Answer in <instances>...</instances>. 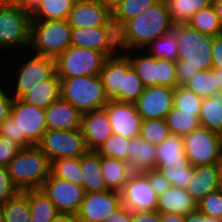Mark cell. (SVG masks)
<instances>
[{"label":"cell","instance_id":"obj_1","mask_svg":"<svg viewBox=\"0 0 222 222\" xmlns=\"http://www.w3.org/2000/svg\"><path fill=\"white\" fill-rule=\"evenodd\" d=\"M174 29L166 0H158L118 29V44L123 53L141 51L157 38Z\"/></svg>","mask_w":222,"mask_h":222},{"label":"cell","instance_id":"obj_2","mask_svg":"<svg viewBox=\"0 0 222 222\" xmlns=\"http://www.w3.org/2000/svg\"><path fill=\"white\" fill-rule=\"evenodd\" d=\"M178 39L176 77L185 85L199 70L212 69L213 36L203 34L188 24L174 25Z\"/></svg>","mask_w":222,"mask_h":222},{"label":"cell","instance_id":"obj_3","mask_svg":"<svg viewBox=\"0 0 222 222\" xmlns=\"http://www.w3.org/2000/svg\"><path fill=\"white\" fill-rule=\"evenodd\" d=\"M50 167L51 162L36 145L22 148L7 165L12 182L20 191L41 189Z\"/></svg>","mask_w":222,"mask_h":222},{"label":"cell","instance_id":"obj_4","mask_svg":"<svg viewBox=\"0 0 222 222\" xmlns=\"http://www.w3.org/2000/svg\"><path fill=\"white\" fill-rule=\"evenodd\" d=\"M60 80V98L81 114L104 108L110 101L100 75L77 76Z\"/></svg>","mask_w":222,"mask_h":222},{"label":"cell","instance_id":"obj_5","mask_svg":"<svg viewBox=\"0 0 222 222\" xmlns=\"http://www.w3.org/2000/svg\"><path fill=\"white\" fill-rule=\"evenodd\" d=\"M71 34L67 20H31L29 48L36 55L56 59L71 46Z\"/></svg>","mask_w":222,"mask_h":222},{"label":"cell","instance_id":"obj_6","mask_svg":"<svg viewBox=\"0 0 222 222\" xmlns=\"http://www.w3.org/2000/svg\"><path fill=\"white\" fill-rule=\"evenodd\" d=\"M107 58L103 52L71 45L55 59L56 75L59 79L100 75Z\"/></svg>","mask_w":222,"mask_h":222},{"label":"cell","instance_id":"obj_7","mask_svg":"<svg viewBox=\"0 0 222 222\" xmlns=\"http://www.w3.org/2000/svg\"><path fill=\"white\" fill-rule=\"evenodd\" d=\"M30 24L31 14L16 2L0 1V50L29 47Z\"/></svg>","mask_w":222,"mask_h":222},{"label":"cell","instance_id":"obj_8","mask_svg":"<svg viewBox=\"0 0 222 222\" xmlns=\"http://www.w3.org/2000/svg\"><path fill=\"white\" fill-rule=\"evenodd\" d=\"M10 117L16 122L17 144L22 148L37 145L47 131L45 109L13 98Z\"/></svg>","mask_w":222,"mask_h":222},{"label":"cell","instance_id":"obj_9","mask_svg":"<svg viewBox=\"0 0 222 222\" xmlns=\"http://www.w3.org/2000/svg\"><path fill=\"white\" fill-rule=\"evenodd\" d=\"M184 152L192 166L218 164L222 160V136L200 126L183 136Z\"/></svg>","mask_w":222,"mask_h":222},{"label":"cell","instance_id":"obj_10","mask_svg":"<svg viewBox=\"0 0 222 222\" xmlns=\"http://www.w3.org/2000/svg\"><path fill=\"white\" fill-rule=\"evenodd\" d=\"M36 146L50 162L61 158L80 157L88 150L80 129H47Z\"/></svg>","mask_w":222,"mask_h":222},{"label":"cell","instance_id":"obj_11","mask_svg":"<svg viewBox=\"0 0 222 222\" xmlns=\"http://www.w3.org/2000/svg\"><path fill=\"white\" fill-rule=\"evenodd\" d=\"M71 45L97 50L107 57L115 56L119 50L118 29L115 25L72 28Z\"/></svg>","mask_w":222,"mask_h":222},{"label":"cell","instance_id":"obj_12","mask_svg":"<svg viewBox=\"0 0 222 222\" xmlns=\"http://www.w3.org/2000/svg\"><path fill=\"white\" fill-rule=\"evenodd\" d=\"M41 189L54 203L59 213L76 215L84 199L85 191L82 186L55 177L51 173Z\"/></svg>","mask_w":222,"mask_h":222},{"label":"cell","instance_id":"obj_13","mask_svg":"<svg viewBox=\"0 0 222 222\" xmlns=\"http://www.w3.org/2000/svg\"><path fill=\"white\" fill-rule=\"evenodd\" d=\"M29 61L21 62L17 69V83L12 98L20 99L38 83L51 79L56 74L55 59L33 55Z\"/></svg>","mask_w":222,"mask_h":222},{"label":"cell","instance_id":"obj_14","mask_svg":"<svg viewBox=\"0 0 222 222\" xmlns=\"http://www.w3.org/2000/svg\"><path fill=\"white\" fill-rule=\"evenodd\" d=\"M121 205L119 191L87 192L76 215L79 222H105L106 218Z\"/></svg>","mask_w":222,"mask_h":222},{"label":"cell","instance_id":"obj_15","mask_svg":"<svg viewBox=\"0 0 222 222\" xmlns=\"http://www.w3.org/2000/svg\"><path fill=\"white\" fill-rule=\"evenodd\" d=\"M157 196L142 172H133L121 191L122 205L130 211H155Z\"/></svg>","mask_w":222,"mask_h":222},{"label":"cell","instance_id":"obj_16","mask_svg":"<svg viewBox=\"0 0 222 222\" xmlns=\"http://www.w3.org/2000/svg\"><path fill=\"white\" fill-rule=\"evenodd\" d=\"M174 88L152 86L144 88L135 107L142 120L165 119L173 108Z\"/></svg>","mask_w":222,"mask_h":222},{"label":"cell","instance_id":"obj_17","mask_svg":"<svg viewBox=\"0 0 222 222\" xmlns=\"http://www.w3.org/2000/svg\"><path fill=\"white\" fill-rule=\"evenodd\" d=\"M112 133L131 139L140 136L141 122L135 104L110 100L105 106Z\"/></svg>","mask_w":222,"mask_h":222},{"label":"cell","instance_id":"obj_18","mask_svg":"<svg viewBox=\"0 0 222 222\" xmlns=\"http://www.w3.org/2000/svg\"><path fill=\"white\" fill-rule=\"evenodd\" d=\"M67 21L72 28L115 25L112 12L98 0H76Z\"/></svg>","mask_w":222,"mask_h":222},{"label":"cell","instance_id":"obj_19","mask_svg":"<svg viewBox=\"0 0 222 222\" xmlns=\"http://www.w3.org/2000/svg\"><path fill=\"white\" fill-rule=\"evenodd\" d=\"M80 130L86 148L95 151L113 134L104 108L82 114Z\"/></svg>","mask_w":222,"mask_h":222},{"label":"cell","instance_id":"obj_20","mask_svg":"<svg viewBox=\"0 0 222 222\" xmlns=\"http://www.w3.org/2000/svg\"><path fill=\"white\" fill-rule=\"evenodd\" d=\"M46 126L51 130H75L81 127L82 114L59 98L45 109Z\"/></svg>","mask_w":222,"mask_h":222},{"label":"cell","instance_id":"obj_21","mask_svg":"<svg viewBox=\"0 0 222 222\" xmlns=\"http://www.w3.org/2000/svg\"><path fill=\"white\" fill-rule=\"evenodd\" d=\"M218 189V164L193 166V174L186 192L196 203Z\"/></svg>","mask_w":222,"mask_h":222},{"label":"cell","instance_id":"obj_22","mask_svg":"<svg viewBox=\"0 0 222 222\" xmlns=\"http://www.w3.org/2000/svg\"><path fill=\"white\" fill-rule=\"evenodd\" d=\"M197 209V203L186 189L171 186L157 196L156 210L159 213H176L187 215Z\"/></svg>","mask_w":222,"mask_h":222},{"label":"cell","instance_id":"obj_23","mask_svg":"<svg viewBox=\"0 0 222 222\" xmlns=\"http://www.w3.org/2000/svg\"><path fill=\"white\" fill-rule=\"evenodd\" d=\"M80 166L83 176V188L87 192H102L109 190L105 184L102 169L101 155L95 150H87L80 156Z\"/></svg>","mask_w":222,"mask_h":222},{"label":"cell","instance_id":"obj_24","mask_svg":"<svg viewBox=\"0 0 222 222\" xmlns=\"http://www.w3.org/2000/svg\"><path fill=\"white\" fill-rule=\"evenodd\" d=\"M128 145V164L132 172H144L156 168V145L140 136L129 139Z\"/></svg>","mask_w":222,"mask_h":222},{"label":"cell","instance_id":"obj_25","mask_svg":"<svg viewBox=\"0 0 222 222\" xmlns=\"http://www.w3.org/2000/svg\"><path fill=\"white\" fill-rule=\"evenodd\" d=\"M156 170L171 184V186L186 189L193 174V166L188 158L173 160H156Z\"/></svg>","mask_w":222,"mask_h":222},{"label":"cell","instance_id":"obj_26","mask_svg":"<svg viewBox=\"0 0 222 222\" xmlns=\"http://www.w3.org/2000/svg\"><path fill=\"white\" fill-rule=\"evenodd\" d=\"M100 78L110 100H114L122 91L123 53L108 57L104 61Z\"/></svg>","mask_w":222,"mask_h":222},{"label":"cell","instance_id":"obj_27","mask_svg":"<svg viewBox=\"0 0 222 222\" xmlns=\"http://www.w3.org/2000/svg\"><path fill=\"white\" fill-rule=\"evenodd\" d=\"M101 169L107 188L119 192L133 173L128 162L105 156H101Z\"/></svg>","mask_w":222,"mask_h":222},{"label":"cell","instance_id":"obj_28","mask_svg":"<svg viewBox=\"0 0 222 222\" xmlns=\"http://www.w3.org/2000/svg\"><path fill=\"white\" fill-rule=\"evenodd\" d=\"M60 98V80L55 74L51 79L41 81L20 99L37 108L46 109Z\"/></svg>","mask_w":222,"mask_h":222},{"label":"cell","instance_id":"obj_29","mask_svg":"<svg viewBox=\"0 0 222 222\" xmlns=\"http://www.w3.org/2000/svg\"><path fill=\"white\" fill-rule=\"evenodd\" d=\"M29 199L31 222H51L59 211L42 189L22 191Z\"/></svg>","mask_w":222,"mask_h":222},{"label":"cell","instance_id":"obj_30","mask_svg":"<svg viewBox=\"0 0 222 222\" xmlns=\"http://www.w3.org/2000/svg\"><path fill=\"white\" fill-rule=\"evenodd\" d=\"M199 121L202 127L222 136V93L203 99Z\"/></svg>","mask_w":222,"mask_h":222},{"label":"cell","instance_id":"obj_31","mask_svg":"<svg viewBox=\"0 0 222 222\" xmlns=\"http://www.w3.org/2000/svg\"><path fill=\"white\" fill-rule=\"evenodd\" d=\"M144 88L142 80L132 68L128 58L123 54L122 91L114 101L134 104Z\"/></svg>","mask_w":222,"mask_h":222},{"label":"cell","instance_id":"obj_32","mask_svg":"<svg viewBox=\"0 0 222 222\" xmlns=\"http://www.w3.org/2000/svg\"><path fill=\"white\" fill-rule=\"evenodd\" d=\"M124 55L128 58L132 68L142 80L145 88L157 86L158 58L150 55L149 52L145 55L133 56L128 52V50L124 53Z\"/></svg>","mask_w":222,"mask_h":222},{"label":"cell","instance_id":"obj_33","mask_svg":"<svg viewBox=\"0 0 222 222\" xmlns=\"http://www.w3.org/2000/svg\"><path fill=\"white\" fill-rule=\"evenodd\" d=\"M174 25L187 24L191 17L212 4L213 0H166Z\"/></svg>","mask_w":222,"mask_h":222},{"label":"cell","instance_id":"obj_34","mask_svg":"<svg viewBox=\"0 0 222 222\" xmlns=\"http://www.w3.org/2000/svg\"><path fill=\"white\" fill-rule=\"evenodd\" d=\"M76 0H41L31 20H67Z\"/></svg>","mask_w":222,"mask_h":222},{"label":"cell","instance_id":"obj_35","mask_svg":"<svg viewBox=\"0 0 222 222\" xmlns=\"http://www.w3.org/2000/svg\"><path fill=\"white\" fill-rule=\"evenodd\" d=\"M2 222H31L29 199L22 191L2 204Z\"/></svg>","mask_w":222,"mask_h":222},{"label":"cell","instance_id":"obj_36","mask_svg":"<svg viewBox=\"0 0 222 222\" xmlns=\"http://www.w3.org/2000/svg\"><path fill=\"white\" fill-rule=\"evenodd\" d=\"M50 173L78 186H83V176L80 166V157H68L53 160Z\"/></svg>","mask_w":222,"mask_h":222},{"label":"cell","instance_id":"obj_37","mask_svg":"<svg viewBox=\"0 0 222 222\" xmlns=\"http://www.w3.org/2000/svg\"><path fill=\"white\" fill-rule=\"evenodd\" d=\"M165 120L170 133L174 135L184 136L201 126L199 116L182 112V110L174 107L167 114Z\"/></svg>","mask_w":222,"mask_h":222},{"label":"cell","instance_id":"obj_38","mask_svg":"<svg viewBox=\"0 0 222 222\" xmlns=\"http://www.w3.org/2000/svg\"><path fill=\"white\" fill-rule=\"evenodd\" d=\"M187 24L193 29L213 37L222 34V28L212 4L195 13Z\"/></svg>","mask_w":222,"mask_h":222},{"label":"cell","instance_id":"obj_39","mask_svg":"<svg viewBox=\"0 0 222 222\" xmlns=\"http://www.w3.org/2000/svg\"><path fill=\"white\" fill-rule=\"evenodd\" d=\"M158 0H122L112 11V21L119 29L126 21L136 17Z\"/></svg>","mask_w":222,"mask_h":222},{"label":"cell","instance_id":"obj_40","mask_svg":"<svg viewBox=\"0 0 222 222\" xmlns=\"http://www.w3.org/2000/svg\"><path fill=\"white\" fill-rule=\"evenodd\" d=\"M184 86L202 99L219 94L216 77L212 69L199 70Z\"/></svg>","mask_w":222,"mask_h":222},{"label":"cell","instance_id":"obj_41","mask_svg":"<svg viewBox=\"0 0 222 222\" xmlns=\"http://www.w3.org/2000/svg\"><path fill=\"white\" fill-rule=\"evenodd\" d=\"M149 47L151 48L150 55L156 58L172 61H177L178 59L179 46L177 33L174 29L152 41L149 45L146 46L145 49L148 50Z\"/></svg>","mask_w":222,"mask_h":222},{"label":"cell","instance_id":"obj_42","mask_svg":"<svg viewBox=\"0 0 222 222\" xmlns=\"http://www.w3.org/2000/svg\"><path fill=\"white\" fill-rule=\"evenodd\" d=\"M203 99L189 90L184 85H177L174 88L173 107L182 112L193 113L199 116Z\"/></svg>","mask_w":222,"mask_h":222},{"label":"cell","instance_id":"obj_43","mask_svg":"<svg viewBox=\"0 0 222 222\" xmlns=\"http://www.w3.org/2000/svg\"><path fill=\"white\" fill-rule=\"evenodd\" d=\"M171 135L165 119L142 120L140 137L153 145H160Z\"/></svg>","mask_w":222,"mask_h":222},{"label":"cell","instance_id":"obj_44","mask_svg":"<svg viewBox=\"0 0 222 222\" xmlns=\"http://www.w3.org/2000/svg\"><path fill=\"white\" fill-rule=\"evenodd\" d=\"M187 158L183 136L171 134L156 149V160Z\"/></svg>","mask_w":222,"mask_h":222},{"label":"cell","instance_id":"obj_45","mask_svg":"<svg viewBox=\"0 0 222 222\" xmlns=\"http://www.w3.org/2000/svg\"><path fill=\"white\" fill-rule=\"evenodd\" d=\"M129 139L112 134L97 150L101 156L128 162Z\"/></svg>","mask_w":222,"mask_h":222},{"label":"cell","instance_id":"obj_46","mask_svg":"<svg viewBox=\"0 0 222 222\" xmlns=\"http://www.w3.org/2000/svg\"><path fill=\"white\" fill-rule=\"evenodd\" d=\"M197 209L204 215L222 219V191L218 189L202 198Z\"/></svg>","mask_w":222,"mask_h":222},{"label":"cell","instance_id":"obj_47","mask_svg":"<svg viewBox=\"0 0 222 222\" xmlns=\"http://www.w3.org/2000/svg\"><path fill=\"white\" fill-rule=\"evenodd\" d=\"M157 85L168 88H175L178 85L176 61L158 58Z\"/></svg>","mask_w":222,"mask_h":222},{"label":"cell","instance_id":"obj_48","mask_svg":"<svg viewBox=\"0 0 222 222\" xmlns=\"http://www.w3.org/2000/svg\"><path fill=\"white\" fill-rule=\"evenodd\" d=\"M20 190L12 182L7 167L0 166V204L14 198Z\"/></svg>","mask_w":222,"mask_h":222},{"label":"cell","instance_id":"obj_49","mask_svg":"<svg viewBox=\"0 0 222 222\" xmlns=\"http://www.w3.org/2000/svg\"><path fill=\"white\" fill-rule=\"evenodd\" d=\"M22 149L8 137H0V166L7 167L10 161Z\"/></svg>","mask_w":222,"mask_h":222},{"label":"cell","instance_id":"obj_50","mask_svg":"<svg viewBox=\"0 0 222 222\" xmlns=\"http://www.w3.org/2000/svg\"><path fill=\"white\" fill-rule=\"evenodd\" d=\"M142 173L147 177L150 186L155 190L157 195L171 187V184L156 169L144 171Z\"/></svg>","mask_w":222,"mask_h":222},{"label":"cell","instance_id":"obj_51","mask_svg":"<svg viewBox=\"0 0 222 222\" xmlns=\"http://www.w3.org/2000/svg\"><path fill=\"white\" fill-rule=\"evenodd\" d=\"M131 222H161V215L157 210L131 211Z\"/></svg>","mask_w":222,"mask_h":222},{"label":"cell","instance_id":"obj_52","mask_svg":"<svg viewBox=\"0 0 222 222\" xmlns=\"http://www.w3.org/2000/svg\"><path fill=\"white\" fill-rule=\"evenodd\" d=\"M212 68H222V34L213 37Z\"/></svg>","mask_w":222,"mask_h":222},{"label":"cell","instance_id":"obj_53","mask_svg":"<svg viewBox=\"0 0 222 222\" xmlns=\"http://www.w3.org/2000/svg\"><path fill=\"white\" fill-rule=\"evenodd\" d=\"M6 93V89L2 88L0 85V124L10 116L13 101L12 96H8Z\"/></svg>","mask_w":222,"mask_h":222},{"label":"cell","instance_id":"obj_54","mask_svg":"<svg viewBox=\"0 0 222 222\" xmlns=\"http://www.w3.org/2000/svg\"><path fill=\"white\" fill-rule=\"evenodd\" d=\"M0 137H8L17 143L16 122L10 116L0 124Z\"/></svg>","mask_w":222,"mask_h":222},{"label":"cell","instance_id":"obj_55","mask_svg":"<svg viewBox=\"0 0 222 222\" xmlns=\"http://www.w3.org/2000/svg\"><path fill=\"white\" fill-rule=\"evenodd\" d=\"M105 222H131V211L121 205L106 218Z\"/></svg>","mask_w":222,"mask_h":222},{"label":"cell","instance_id":"obj_56","mask_svg":"<svg viewBox=\"0 0 222 222\" xmlns=\"http://www.w3.org/2000/svg\"><path fill=\"white\" fill-rule=\"evenodd\" d=\"M185 222H222V219L204 215L198 209L185 215Z\"/></svg>","mask_w":222,"mask_h":222},{"label":"cell","instance_id":"obj_57","mask_svg":"<svg viewBox=\"0 0 222 222\" xmlns=\"http://www.w3.org/2000/svg\"><path fill=\"white\" fill-rule=\"evenodd\" d=\"M16 3L31 14L41 3V0H17Z\"/></svg>","mask_w":222,"mask_h":222},{"label":"cell","instance_id":"obj_58","mask_svg":"<svg viewBox=\"0 0 222 222\" xmlns=\"http://www.w3.org/2000/svg\"><path fill=\"white\" fill-rule=\"evenodd\" d=\"M161 222H185V215L176 213H160Z\"/></svg>","mask_w":222,"mask_h":222},{"label":"cell","instance_id":"obj_59","mask_svg":"<svg viewBox=\"0 0 222 222\" xmlns=\"http://www.w3.org/2000/svg\"><path fill=\"white\" fill-rule=\"evenodd\" d=\"M51 222H79L77 215L59 213Z\"/></svg>","mask_w":222,"mask_h":222},{"label":"cell","instance_id":"obj_60","mask_svg":"<svg viewBox=\"0 0 222 222\" xmlns=\"http://www.w3.org/2000/svg\"><path fill=\"white\" fill-rule=\"evenodd\" d=\"M212 5L215 9L220 26L222 28V0H213Z\"/></svg>","mask_w":222,"mask_h":222},{"label":"cell","instance_id":"obj_61","mask_svg":"<svg viewBox=\"0 0 222 222\" xmlns=\"http://www.w3.org/2000/svg\"><path fill=\"white\" fill-rule=\"evenodd\" d=\"M212 70L214 71L220 94L222 93V68H212Z\"/></svg>","mask_w":222,"mask_h":222},{"label":"cell","instance_id":"obj_62","mask_svg":"<svg viewBox=\"0 0 222 222\" xmlns=\"http://www.w3.org/2000/svg\"><path fill=\"white\" fill-rule=\"evenodd\" d=\"M101 2L105 7H107L111 12L114 8L122 1V0H98Z\"/></svg>","mask_w":222,"mask_h":222},{"label":"cell","instance_id":"obj_63","mask_svg":"<svg viewBox=\"0 0 222 222\" xmlns=\"http://www.w3.org/2000/svg\"><path fill=\"white\" fill-rule=\"evenodd\" d=\"M218 182L219 190L222 191V160L218 163Z\"/></svg>","mask_w":222,"mask_h":222},{"label":"cell","instance_id":"obj_64","mask_svg":"<svg viewBox=\"0 0 222 222\" xmlns=\"http://www.w3.org/2000/svg\"><path fill=\"white\" fill-rule=\"evenodd\" d=\"M0 222H2V205L0 204Z\"/></svg>","mask_w":222,"mask_h":222},{"label":"cell","instance_id":"obj_65","mask_svg":"<svg viewBox=\"0 0 222 222\" xmlns=\"http://www.w3.org/2000/svg\"><path fill=\"white\" fill-rule=\"evenodd\" d=\"M1 2H16L17 0H0Z\"/></svg>","mask_w":222,"mask_h":222}]
</instances>
